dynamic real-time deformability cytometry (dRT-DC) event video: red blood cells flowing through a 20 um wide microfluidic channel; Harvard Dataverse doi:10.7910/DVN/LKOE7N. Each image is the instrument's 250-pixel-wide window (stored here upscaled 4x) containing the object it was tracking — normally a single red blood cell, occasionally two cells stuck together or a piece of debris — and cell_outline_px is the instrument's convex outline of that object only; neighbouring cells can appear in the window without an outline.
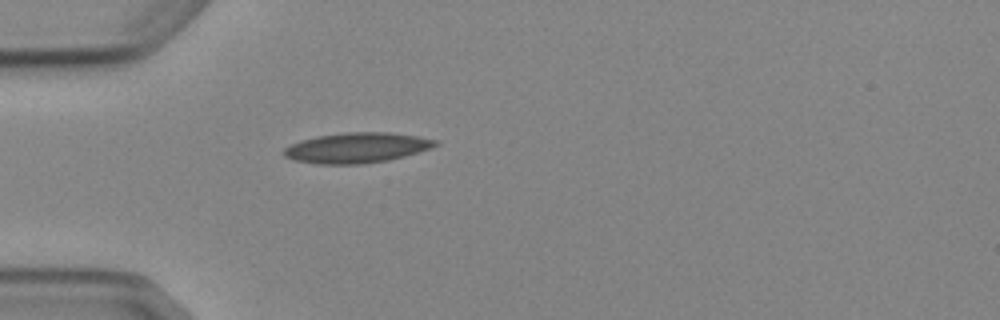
{"species": "Egyptian fruit bat (a non-hibernating species)", "species_latin": "Rousettus aegyptiacus", "temperature_condition": "cold", "stored_images_in_passage": 1, "camera_frame_rate_fps": 3000, "um_per_image_px": 0.085, "animal": {"sex": "female"}, "frame": {"image": 1, "passage_image": 1, "time_ms": 0.0, "image_size_px": [1000, 320], "cell_outline_px": [[440, 144], [404, 156], [388, 160], [360, 164], [320, 164], [296, 160], [284, 156], [284, 148], [300, 140], [316, 136], [344, 132], [388, 132], [416, 136], [436, 140]], "centroid_in_image_um": [30.3, 12.55], "position_along_channel_um": 54.7, "area_um2": 26.41}}